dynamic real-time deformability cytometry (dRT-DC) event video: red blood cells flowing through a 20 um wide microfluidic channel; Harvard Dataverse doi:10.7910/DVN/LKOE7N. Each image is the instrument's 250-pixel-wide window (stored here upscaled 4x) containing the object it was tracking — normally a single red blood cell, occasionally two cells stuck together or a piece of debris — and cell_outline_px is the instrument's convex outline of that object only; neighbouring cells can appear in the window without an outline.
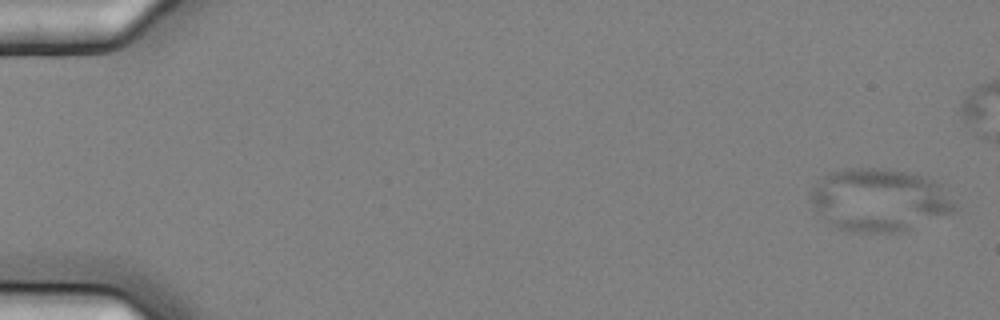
{"species": "common noctule bat (a hibernating species)", "species_latin": "Nyctalus noctula", "temperature_condition": "cold", "stored_images_in_passage": 5, "camera_frame_rate_fps": 3000, "um_per_image_px": 0.085, "animal": {"sex": "female", "body_mass_g": 25.1}, "frame": {"image": 1, "passage_image": 1, "time_ms": 0.0, "image_size_px": [1000, 320], "cell_outline_px": [[956, 212], [900, 232], [852, 232], [836, 228], [816, 212], [808, 196], [808, 192], [820, 176], [828, 172], [844, 168], [876, 168], [904, 172], [924, 176], [936, 180], [940, 184], [956, 208]], "centroid_in_image_um": [74.67, 16.99], "position_along_channel_um": 10.3, "area_um2": 53.06}}